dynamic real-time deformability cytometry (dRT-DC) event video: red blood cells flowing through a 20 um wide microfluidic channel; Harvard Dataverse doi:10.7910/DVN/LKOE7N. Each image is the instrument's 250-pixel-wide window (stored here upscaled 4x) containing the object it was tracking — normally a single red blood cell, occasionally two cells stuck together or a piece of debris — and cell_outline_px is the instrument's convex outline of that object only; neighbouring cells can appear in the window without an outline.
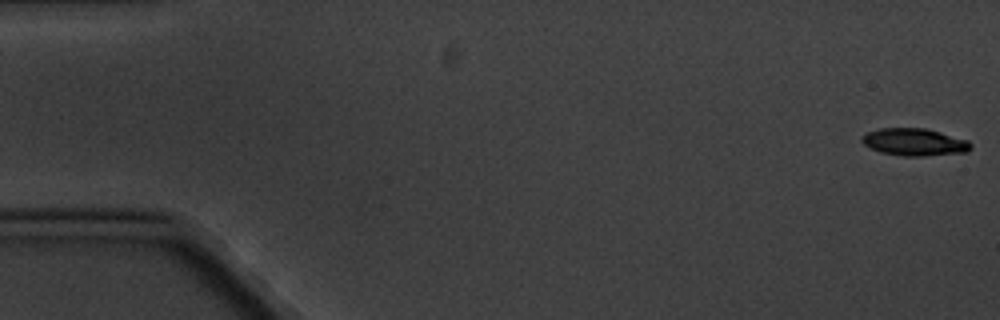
{"species": "common noctule bat (a hibernating species)", "species_latin": "Nyctalus noctula", "temperature_condition": "cold", "stored_images_in_passage": 5, "camera_frame_rate_fps": 3000, "um_per_image_px": 0.085, "animal": {"sex": "male", "body_mass_g": 20.1, "forearm_length_mm": 53.5}, "frame": {"image": 1, "passage_image": 1, "time_ms": 0.0, "image_size_px": [1000, 320], "cell_outline_px": [[972, 148], [968, 152], [920, 156], [904, 156], [880, 152], [864, 144], [860, 140], [860, 136], [868, 132], [880, 128], [928, 128], [968, 140], [972, 144]], "centroid_in_image_um": [77.74, 12.07], "position_along_channel_um": 7.3, "area_um2": 17.46}}
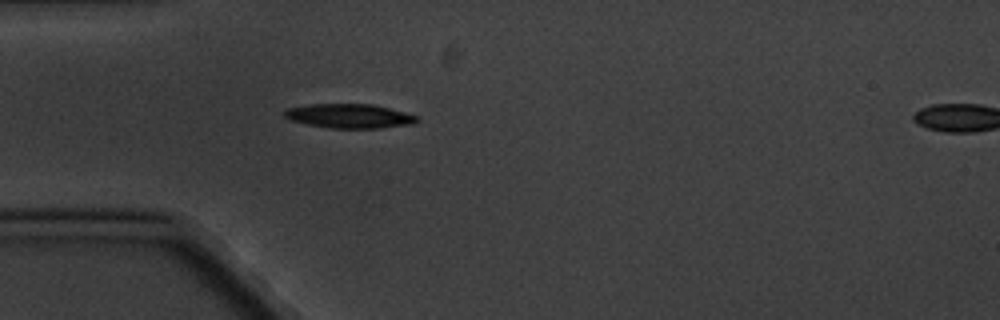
{"frame": {"image": 2, "passage_image": 5, "time_ms": 5.333, "image_size_px": [1000, 320], "cell_outline_px": [[420, 120], [412, 124], [380, 128], [332, 128], [308, 124], [288, 120], [284, 116], [284, 112], [288, 108], [308, 104], [372, 104], [420, 116]], "centroid_in_image_um": [29.71, 9.86], "position_along_channel_um": 55.3, "area_um2": 18.73}}